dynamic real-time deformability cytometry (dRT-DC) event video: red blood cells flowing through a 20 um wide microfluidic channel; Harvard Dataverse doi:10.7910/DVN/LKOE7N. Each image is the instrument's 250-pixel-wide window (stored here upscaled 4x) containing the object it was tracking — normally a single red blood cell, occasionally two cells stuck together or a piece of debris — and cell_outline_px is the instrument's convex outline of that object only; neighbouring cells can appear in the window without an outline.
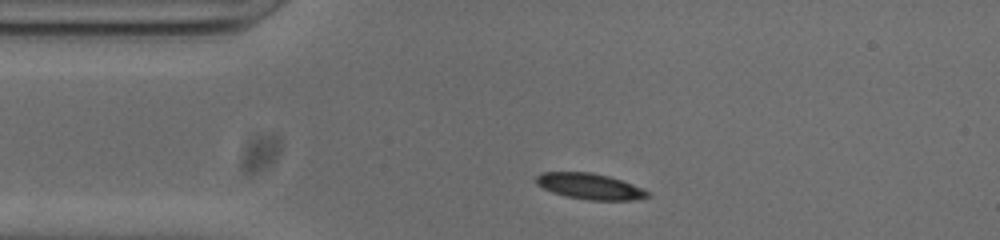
{"species": "common noctule bat (a hibernating species)", "species_latin": "Nyctalus noctula", "temperature_condition": "cold", "stored_images_in_passage": 45, "camera_frame_rate_fps": 3000, "um_per_image_px": 0.085, "animal": {"sex": "male", "body_mass_g": 20.0, "forearm_length_mm": 53.3}, "frame": {"image": 1, "passage_image": 3, "time_ms": 0.667, "image_size_px": [1000, 240], "cell_outline_px": [[648, 196], [632, 200], [588, 200], [564, 196], [552, 192], [536, 184], [536, 176], [544, 172], [592, 172], [608, 176], [632, 184], [648, 192]], "centroid_in_image_um": [50.08, 15.83], "position_along_channel_um": 34.9, "area_um2": 16.59}}
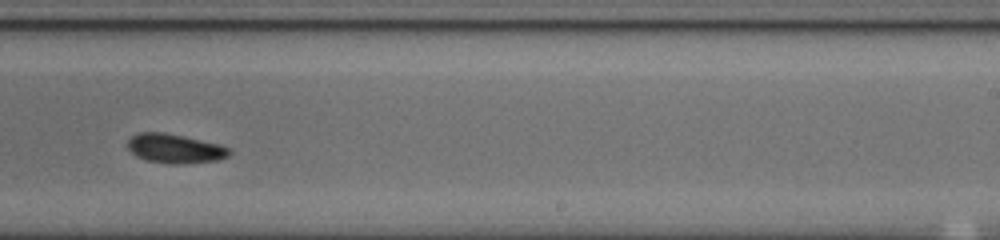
{"frame": {"image": 2, "passage_image": 24, "time_ms": 7.667, "image_size_px": [1000, 240], "cell_outline_px": [[232, 152], [228, 156], [216, 160], [184, 164], [172, 164], [148, 160], [136, 156], [128, 148], [128, 140], [136, 132], [164, 132], [220, 144], [228, 148]], "centroid_in_image_um": [14.86, 12.62], "position_along_channel_um": 274.1, "area_um2": 17.22}}
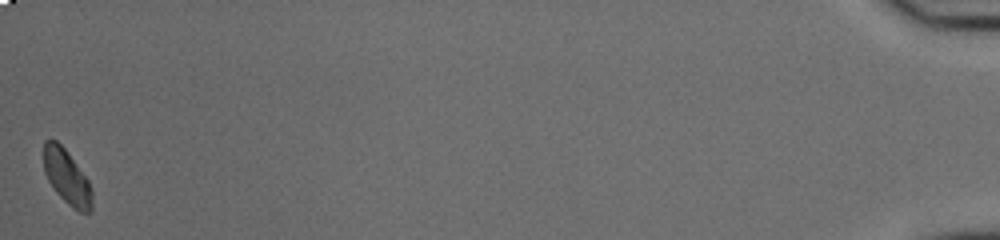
{"frame": {"image": 3, "passage_image": 45, "time_ms": 14.667, "image_size_px": [1000, 240], "cell_outline_px": [[92, 212], [80, 212], [72, 208], [56, 192], [48, 180], [44, 172], [44, 140], [56, 140], [64, 148], [88, 180], [92, 188]], "centroid_in_image_um": [5.69, 15.08], "position_along_channel_um": 429.5, "area_um2": 15.26}, "authors_computed_cell_mechanics": {"area_um2": 17.051, "velocity_mm_per_s": 3.7841, "shape_relaxation_time_tau1_ms": 3.7614, "shape_relaxation_time_tau2_ms": 6.1188, "deformation_change_tau1": 0.1077, "deformation_change_tau2": 0.0876}}